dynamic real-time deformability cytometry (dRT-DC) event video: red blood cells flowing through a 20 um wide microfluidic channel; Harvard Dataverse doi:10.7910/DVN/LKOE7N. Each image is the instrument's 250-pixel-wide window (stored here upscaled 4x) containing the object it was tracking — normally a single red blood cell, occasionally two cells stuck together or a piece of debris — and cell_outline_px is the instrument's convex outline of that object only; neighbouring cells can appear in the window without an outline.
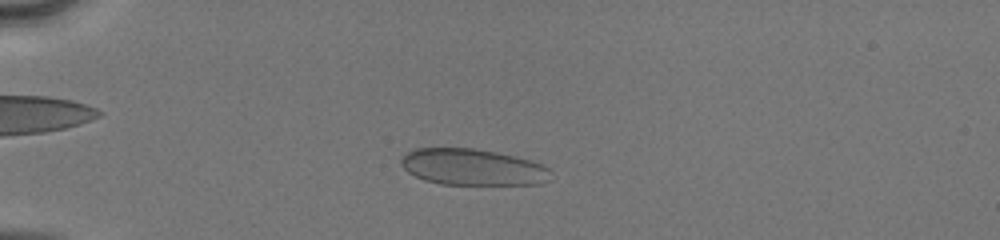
{"species": "human", "species_latin": "Homo sapiens", "temperature_condition": "cold", "stored_images_in_passage": 47, "camera_frame_rate_fps": 3000, "um_per_image_px": 0.085, "donor": {"sex": "male"}, "frame": {"image": 1, "passage_image": 11, "time_ms": 3.333, "image_size_px": [1000, 240], "cell_outline_px": [[552, 180], [540, 184], [440, 184], [424, 180], [408, 172], [400, 164], [400, 160], [408, 152], [416, 148], [476, 148], [516, 156], [540, 164], [548, 168]], "centroid_in_image_um": [40.18, 14.2], "position_along_channel_um": 44.8, "area_um2": 31.67}}
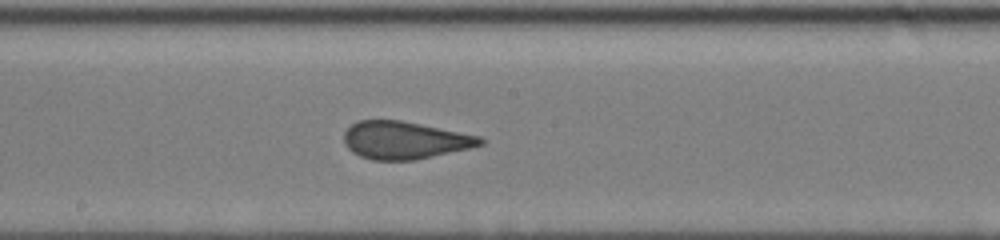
{"frame": {"image": 2, "passage_image": 26, "time_ms": 8.333, "image_size_px": [1000, 240], "cell_outline_px": [[488, 140], [484, 144], [468, 148], [416, 160], [372, 160], [360, 156], [352, 152], [344, 144], [344, 132], [352, 124], [360, 120], [400, 120], [480, 136]], "centroid_in_image_um": [34.39, 11.92], "position_along_channel_um": 213.8, "area_um2": 29.77}}
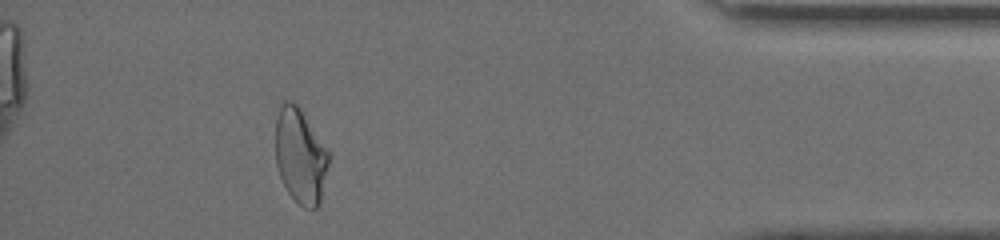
{"frame": {"image": 3, "passage_image": 43, "time_ms": 14.0, "image_size_px": [1000, 240], "cell_outline_px": [[328, 164], [320, 200], [316, 208], [304, 208], [296, 204], [288, 192], [280, 176], [276, 164], [276, 116], [280, 104], [284, 100], [288, 100], [296, 104], [300, 108], [328, 152]], "centroid_in_image_um": [25.49, 13.26], "position_along_channel_um": 409.7, "area_um2": 29.07}, "authors_computed_cell_mechanics": {"area_um2": 31.3276, "velocity_mm_per_s": 4.1441, "shape_relaxation_time_tau1_ms": null, "shape_relaxation_time_tau2_ms": 0.6943, "deformation_change_tau1": null, "deformation_change_tau2": 0.0432}}